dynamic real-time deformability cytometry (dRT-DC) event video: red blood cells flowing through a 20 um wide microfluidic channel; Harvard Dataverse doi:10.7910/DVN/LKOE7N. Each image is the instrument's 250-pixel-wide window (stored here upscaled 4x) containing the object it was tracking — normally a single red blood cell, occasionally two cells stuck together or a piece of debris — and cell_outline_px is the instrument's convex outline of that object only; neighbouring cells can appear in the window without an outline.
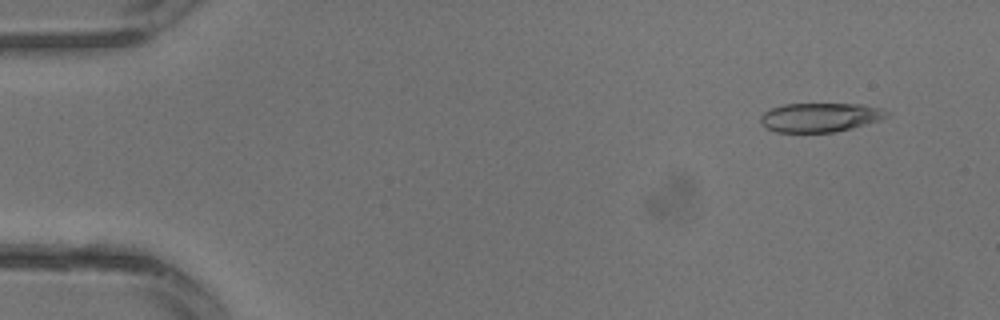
{"species": "common noctule bat (a hibernating species)", "species_latin": "Nyctalus noctula", "temperature_condition": "warm", "stored_images_in_passage": 14, "camera_frame_rate_fps": 3000, "um_per_image_px": 0.085, "animal": {"sex": "male", "body_mass_g": 13.3}, "frame": {"image": 1, "passage_image": 3, "time_ms": 0.667, "image_size_px": [1000, 320], "cell_outline_px": [[892, 112], [888, 116], [880, 120], [852, 128], [836, 132], [776, 132], [764, 128], [760, 124], [760, 116], [764, 112], [772, 108], [784, 104], [860, 104], [880, 108]], "centroid_in_image_um": [69.7, 9.98], "position_along_channel_um": 15.3, "area_um2": 21.56}}
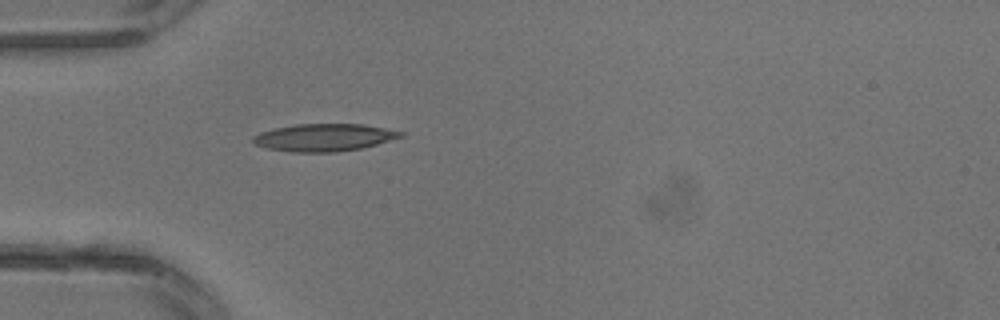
{"frame": {"image": 2, "passage_image": 10, "time_ms": 3.0, "image_size_px": [1000, 320], "cell_outline_px": [[404, 136], [376, 144], [360, 148], [336, 152], [292, 152], [268, 148], [252, 144], [252, 136], [260, 132], [276, 128], [296, 124], [364, 124], [404, 132]], "centroid_in_image_um": [27.52, 11.68], "position_along_channel_um": 57.5, "area_um2": 23.52}}
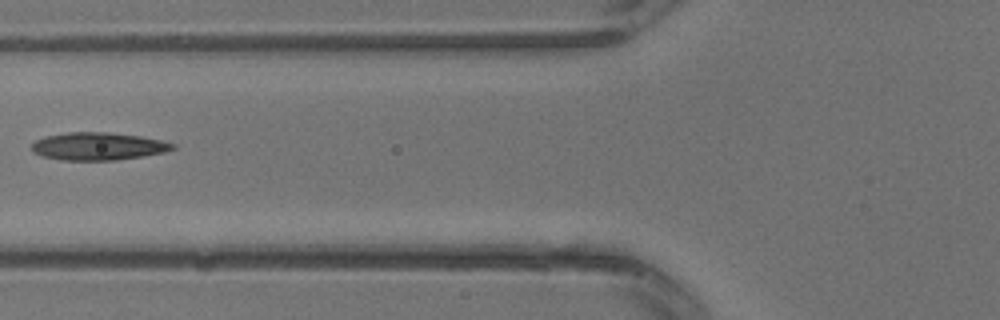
{"frame": {"image": 3, "passage_image": 13, "time_ms": 4.0, "image_size_px": [1000, 320], "cell_outline_px": [[176, 148], [164, 152], [116, 160], [60, 160], [40, 156], [32, 152], [32, 144], [36, 140], [44, 136], [68, 132], [108, 132], [140, 136], [160, 140], [176, 144]], "centroid_in_image_um": [8.3, 12.43], "position_along_channel_um": 117.5, "area_um2": 22.77}}